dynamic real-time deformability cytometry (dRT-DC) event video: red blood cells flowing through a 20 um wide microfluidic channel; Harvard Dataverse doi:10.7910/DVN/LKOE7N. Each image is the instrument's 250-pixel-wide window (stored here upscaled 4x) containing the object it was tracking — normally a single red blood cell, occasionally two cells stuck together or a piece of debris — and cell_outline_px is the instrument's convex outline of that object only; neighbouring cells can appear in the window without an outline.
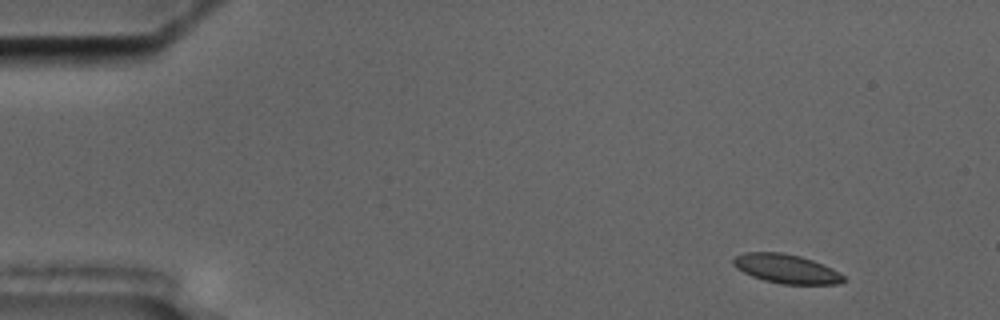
{"species": "common noctule bat (a hibernating species)", "species_latin": "Nyctalus noctula", "temperature_condition": "cold", "stored_images_in_passage": 3, "camera_frame_rate_fps": 3000, "um_per_image_px": 0.085, "animal": {"sex": "male", "body_mass_g": 17.5, "forearm_length_mm": 52.3}, "frame": {"image": 1, "passage_image": 1, "time_ms": 0.0, "image_size_px": [1000, 320], "cell_outline_px": [[844, 280], [840, 284], [780, 284], [764, 280], [752, 276], [736, 268], [732, 264], [732, 260], [736, 256], [744, 252], [784, 252], [800, 256], [812, 260], [832, 268], [844, 276]], "centroid_in_image_um": [66.81, 22.84], "position_along_channel_um": 18.2, "area_um2": 18.67}}